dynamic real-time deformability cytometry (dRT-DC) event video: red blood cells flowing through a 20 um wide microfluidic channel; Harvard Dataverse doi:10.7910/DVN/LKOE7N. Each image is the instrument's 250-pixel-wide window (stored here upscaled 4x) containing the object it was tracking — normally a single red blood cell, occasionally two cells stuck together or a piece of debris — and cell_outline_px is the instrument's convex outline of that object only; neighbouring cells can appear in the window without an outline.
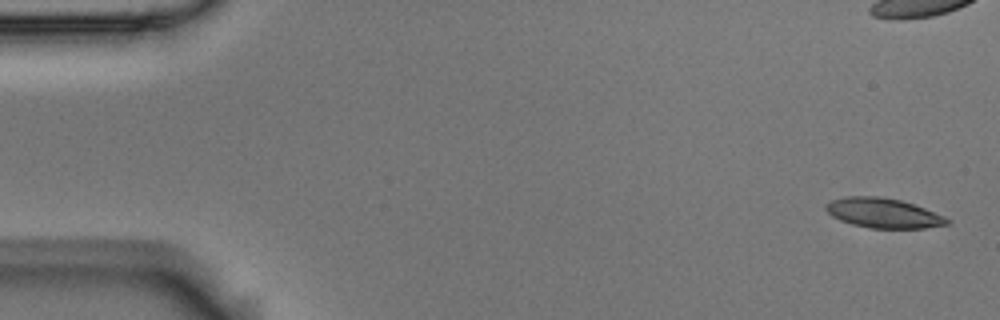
{"species": "Egyptian fruit bat (a non-hibernating species)", "species_latin": "Rousettus aegyptiacus", "temperature_condition": "room temperature", "stored_images_in_passage": 6, "segment_of_instrument_passage": [1, 2], "camera_frame_rate_fps": 3000, "um_per_image_px": 0.085, "animal": {"sex": "male"}, "frame": {"image": 1, "passage_image": 1, "time_ms": 0.0, "image_size_px": [1000, 320], "cell_outline_px": [[952, 220], [948, 224], [924, 228], [868, 228], [852, 224], [840, 220], [832, 216], [824, 208], [824, 204], [832, 200], [848, 196], [880, 196], [900, 200], [924, 208], [944, 216]], "centroid_in_image_um": [75.06, 18.11], "position_along_channel_um": 9.9, "area_um2": 20.98}}
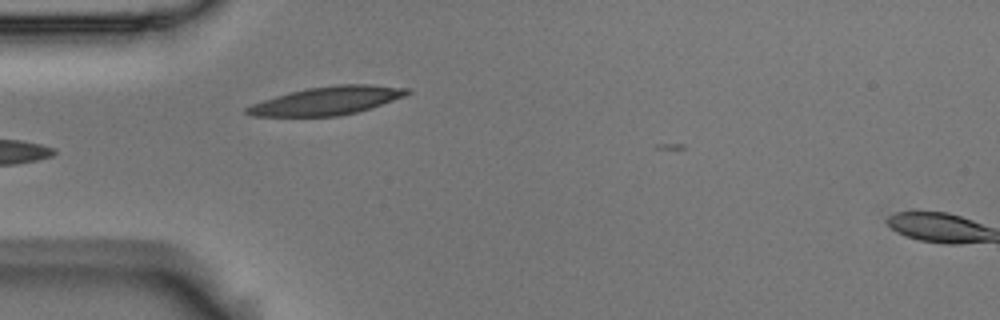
{"frame": {"image": 2, "passage_image": 5, "time_ms": 1.333, "image_size_px": [1000, 320], "cell_outline_px": [[412, 92], [408, 96], [356, 112], [340, 116], [252, 116], [244, 112], [244, 108], [252, 104], [288, 92], [308, 88], [340, 84], [372, 84], [412, 88]], "centroid_in_image_um": [27.87, 8.55], "position_along_channel_um": 57.1, "area_um2": 26.53}}